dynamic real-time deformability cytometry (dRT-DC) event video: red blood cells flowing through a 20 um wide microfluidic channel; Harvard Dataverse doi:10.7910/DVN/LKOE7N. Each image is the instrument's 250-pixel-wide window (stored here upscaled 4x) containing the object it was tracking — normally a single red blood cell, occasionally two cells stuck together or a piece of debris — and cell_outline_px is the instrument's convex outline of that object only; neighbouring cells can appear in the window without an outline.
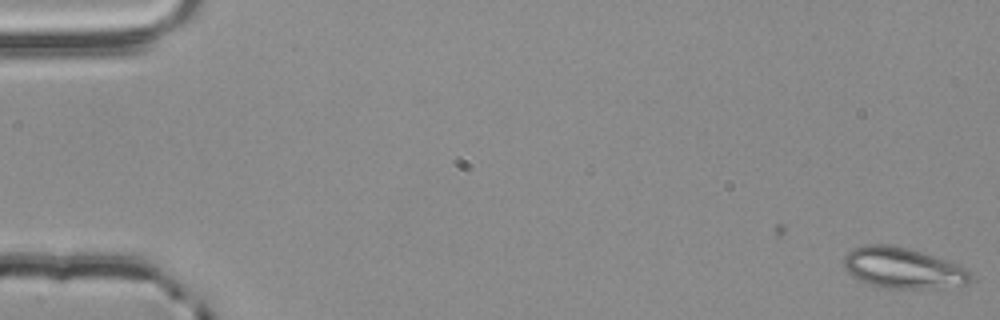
{"species": "common noctule bat (a hibernating species)", "species_latin": "Nyctalus noctula", "temperature_condition": "room temperature", "stored_images_in_passage": 6, "camera_frame_rate_fps": 3000, "um_per_image_px": 0.085, "animal": {"sex": "male", "body_mass_g": 20.4}, "frame": {"image": 1, "passage_image": 6, "time_ms": 1.667, "image_size_px": [1000, 320], "cell_outline_px": [[972, 280], [968, 284], [940, 288], [884, 288], [868, 284], [852, 276], [844, 268], [844, 256], [852, 248], [868, 244], [888, 244], [908, 248], [956, 264], [964, 268], [972, 276]], "centroid_in_image_um": [76.71, 22.79], "position_along_channel_um": 8.3, "area_um2": 30.0}}